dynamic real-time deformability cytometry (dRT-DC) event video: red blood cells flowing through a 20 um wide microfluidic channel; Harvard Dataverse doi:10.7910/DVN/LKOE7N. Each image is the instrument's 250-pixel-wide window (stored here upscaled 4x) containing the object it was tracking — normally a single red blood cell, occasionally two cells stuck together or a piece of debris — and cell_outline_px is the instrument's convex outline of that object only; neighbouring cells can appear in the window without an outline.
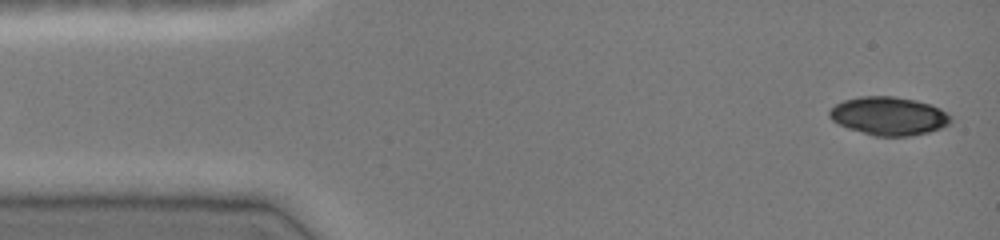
{"species": "common noctule bat (a hibernating species)", "species_latin": "Nyctalus noctula", "temperature_condition": "cold", "stored_images_in_passage": 45, "camera_frame_rate_fps": 3000, "um_per_image_px": 0.085, "animal": {"sex": "female", "body_mass_g": 19.0, "forearm_length_mm": 51.5}, "frame": {"image": 1, "passage_image": 1, "time_ms": 0.0, "image_size_px": [1000, 240], "cell_outline_px": [[952, 120], [948, 124], [940, 128], [928, 132], [908, 136], [876, 136], [848, 128], [832, 120], [828, 116], [828, 112], [836, 104], [844, 100], [860, 96], [892, 96], [916, 100], [932, 104], [948, 112], [952, 116]], "centroid_in_image_um": [75.57, 9.85], "position_along_channel_um": 9.4, "area_um2": 27.11}}
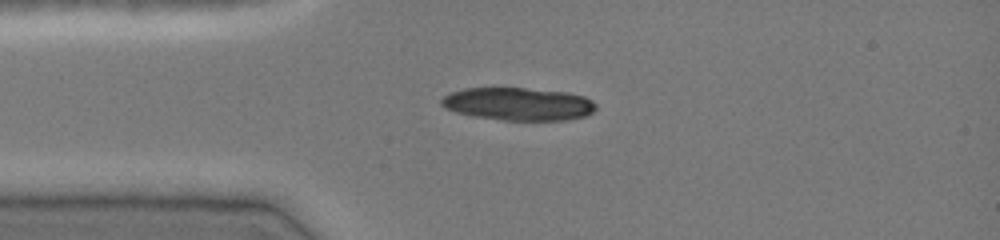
{"frame": {"image": 2, "passage_image": 10, "time_ms": 3.0, "image_size_px": [1000, 240], "cell_outline_px": [[596, 108], [588, 116], [568, 120], [504, 120], [472, 116], [456, 112], [444, 108], [440, 104], [440, 100], [444, 96], [452, 92], [464, 88], [524, 88], [568, 92], [584, 96], [592, 100], [596, 104]], "centroid_in_image_um": [44.07, 8.84], "position_along_channel_um": 40.9, "area_um2": 29.77}}